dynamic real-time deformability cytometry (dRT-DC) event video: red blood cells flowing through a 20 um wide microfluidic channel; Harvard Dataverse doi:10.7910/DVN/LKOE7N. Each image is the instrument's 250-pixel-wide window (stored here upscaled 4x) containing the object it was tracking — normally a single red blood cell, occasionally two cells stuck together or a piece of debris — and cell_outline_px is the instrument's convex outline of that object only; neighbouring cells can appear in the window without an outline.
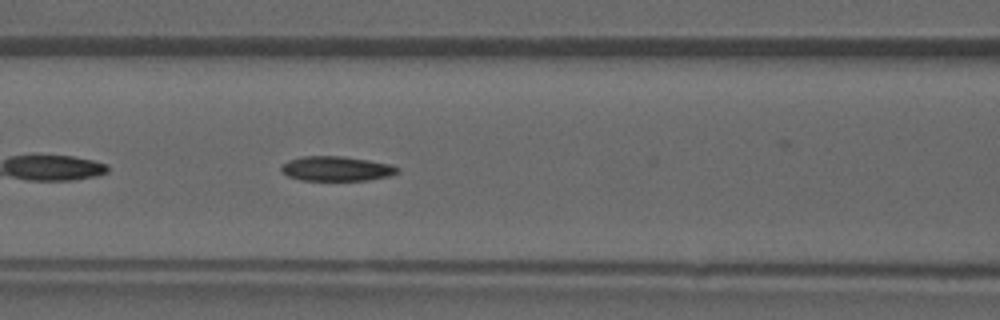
{"species": "common noctule bat (a hibernating species)", "species_latin": "Nyctalus noctula", "temperature_condition": "warm", "stored_images_in_passage": 27, "camera_frame_rate_fps": 3000, "um_per_image_px": 0.085, "animal": {"sex": "male", "forearm_length_mm": 52.5}, "frame": {"image": 1, "passage_image": 5, "time_ms": 1.333, "image_size_px": [1000, 320], "cell_outline_px": [[400, 172], [388, 176], [368, 180], [300, 180], [288, 176], [280, 168], [288, 160], [300, 156], [344, 156], [392, 164], [400, 168]], "centroid_in_image_um": [28.63, 14.33], "position_along_channel_um": 138.0, "area_um2": 16.76}}
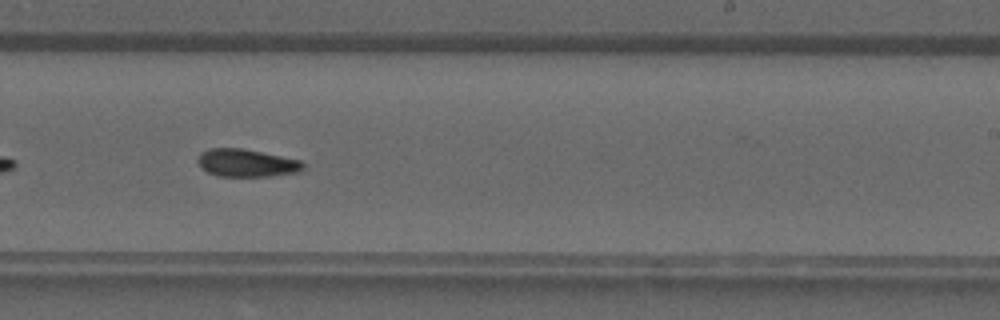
{"frame": {"image": 2, "passage_image": 12, "time_ms": 3.667, "image_size_px": [1000, 320], "cell_outline_px": [[304, 168], [300, 172], [268, 176], [216, 176], [200, 168], [196, 160], [200, 152], [208, 148], [240, 148], [300, 160], [304, 164]], "centroid_in_image_um": [20.9, 13.85], "position_along_channel_um": 268.1, "area_um2": 17.05}}